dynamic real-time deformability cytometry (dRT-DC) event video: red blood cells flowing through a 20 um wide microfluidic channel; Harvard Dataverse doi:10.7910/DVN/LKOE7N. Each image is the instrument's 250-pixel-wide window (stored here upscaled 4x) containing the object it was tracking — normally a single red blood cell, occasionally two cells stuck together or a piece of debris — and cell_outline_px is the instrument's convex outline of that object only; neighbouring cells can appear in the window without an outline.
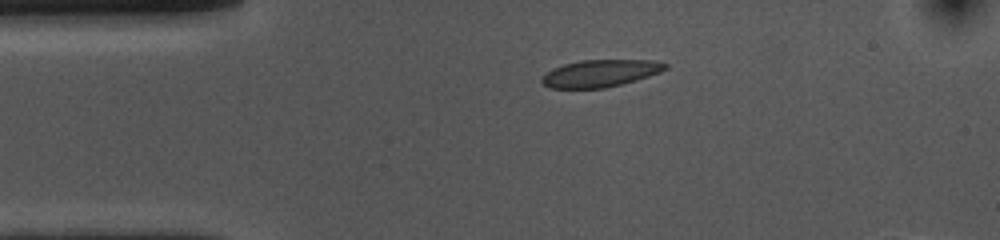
{"species": "common noctule bat (a hibernating species)", "species_latin": "Nyctalus noctula", "temperature_condition": "cold", "stored_images_in_passage": 41, "camera_frame_rate_fps": 3000, "um_per_image_px": 0.085, "animal": {"sex": "female", "body_mass_g": 10.0, "forearm_length_mm": 53.1}, "frame": {"image": 1, "passage_image": 1, "time_ms": 0.0, "image_size_px": [1000, 240], "cell_outline_px": [[668, 68], [660, 72], [636, 80], [604, 88], [548, 88], [540, 80], [540, 76], [552, 68], [564, 64], [580, 60], [656, 60], [668, 64]], "centroid_in_image_um": [51.0, 6.22], "position_along_channel_um": 34.0, "area_um2": 19.65}}
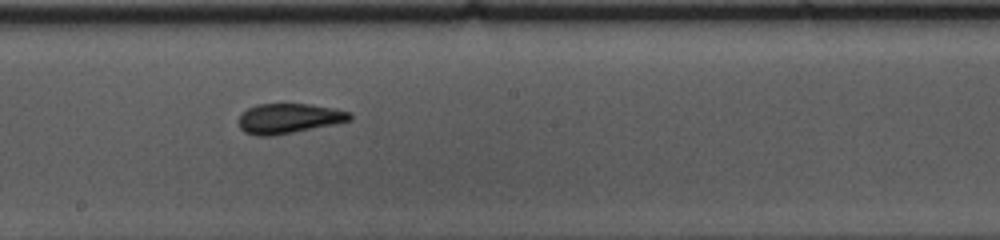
{"frame": {"image": 2, "passage_image": 19, "time_ms": 6.0, "image_size_px": [1000, 240], "cell_outline_px": [[352, 120], [336, 124], [276, 136], [256, 136], [244, 132], [240, 128], [240, 116], [248, 108], [256, 104], [308, 104], [336, 108], [352, 112]], "centroid_in_image_um": [24.6, 10.08], "position_along_channel_um": 223.6, "area_um2": 19.65}}
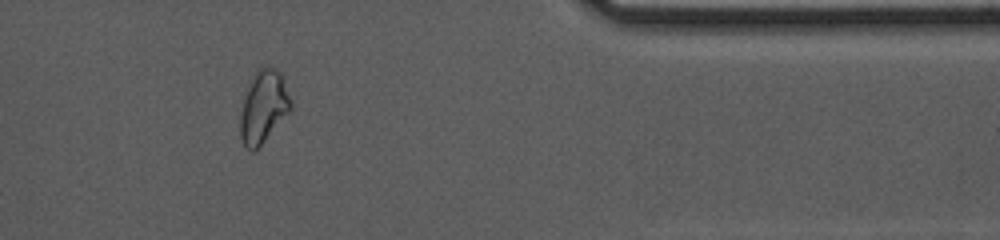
{"frame": {"image": 3, "passage_image": 35, "time_ms": 11.333, "image_size_px": [1000, 240], "cell_outline_px": [[292, 108], [264, 140], [252, 152], [244, 144], [240, 136], [240, 112], [248, 88], [256, 72], [264, 64], [280, 72], [292, 104]], "centroid_in_image_um": [22.39, 9.06], "position_along_channel_um": 389.0, "area_um2": 20.52}, "authors_computed_cell_mechanics": {"area_um2": 19.652, "velocity_mm_per_s": 3.6165, "shape_relaxation_time_tau1_ms": 5.9061, "shape_relaxation_time_tau2_ms": 2.4298, "deformation_change_tau1": 0.1066, "deformation_change_tau2": 0.0306}}